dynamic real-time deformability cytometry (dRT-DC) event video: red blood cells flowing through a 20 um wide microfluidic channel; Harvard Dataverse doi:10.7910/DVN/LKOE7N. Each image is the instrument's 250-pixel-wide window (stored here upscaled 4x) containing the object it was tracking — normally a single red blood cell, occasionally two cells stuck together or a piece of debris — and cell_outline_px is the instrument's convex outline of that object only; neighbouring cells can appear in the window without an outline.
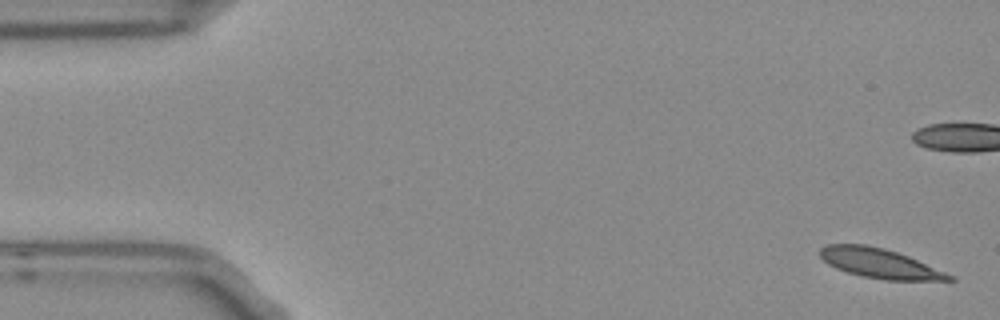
{"species": "Egyptian fruit bat (a non-hibernating species)", "species_latin": "Rousettus aegyptiacus", "temperature_condition": "room temperature", "stored_images_in_passage": 9, "camera_frame_rate_fps": 3000, "um_per_image_px": 0.085, "frame": {"image": 1, "passage_image": 1, "time_ms": 0.0, "image_size_px": [1000, 320], "cell_outline_px": [[956, 280], [888, 280], [864, 276], [848, 272], [836, 268], [828, 264], [820, 256], [820, 248], [828, 244], [864, 244], [884, 248], [908, 256], [944, 272], [952, 276]], "centroid_in_image_um": [74.72, 22.37], "position_along_channel_um": 10.3, "area_um2": 21.79}}